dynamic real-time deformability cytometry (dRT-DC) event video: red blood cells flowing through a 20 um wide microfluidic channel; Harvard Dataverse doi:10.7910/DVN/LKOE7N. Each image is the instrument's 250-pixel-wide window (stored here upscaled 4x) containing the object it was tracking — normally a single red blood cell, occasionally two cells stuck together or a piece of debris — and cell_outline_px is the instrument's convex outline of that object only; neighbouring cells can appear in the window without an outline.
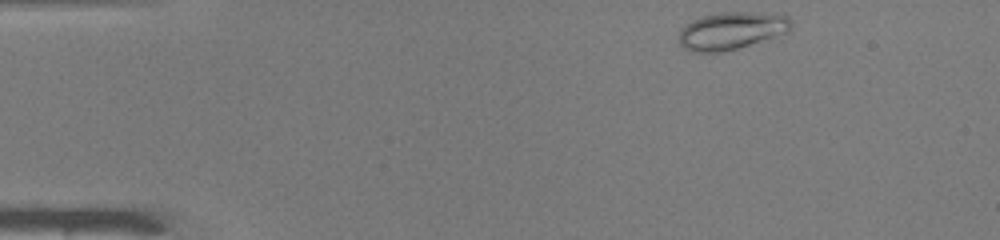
{"species": "common noctule bat (a hibernating species)", "species_latin": "Nyctalus noctula", "temperature_condition": "warm", "stored_images_in_passage": 43, "camera_frame_rate_fps": 3000, "um_per_image_px": 0.085, "animal": {"sex": "male", "body_mass_g": 19.0, "forearm_length_mm": 50.8}, "frame": {"image": 1, "passage_image": 1, "time_ms": 0.0, "image_size_px": [1000, 240], "cell_outline_px": [[792, 28], [788, 32], [736, 48], [720, 52], [688, 52], [680, 44], [680, 28], [692, 20], [700, 16], [720, 12], [748, 12], [788, 16], [792, 20]], "centroid_in_image_um": [62.14, 2.6], "position_along_channel_um": 22.9, "area_um2": 24.33}}
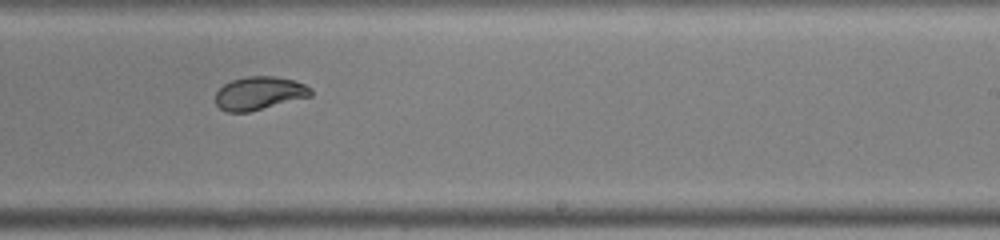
{"frame": {"image": 2, "passage_image": 25, "time_ms": 8.0, "image_size_px": [1000, 240], "cell_outline_px": [[312, 96], [248, 112], [228, 112], [220, 108], [216, 104], [216, 92], [224, 84], [232, 80], [248, 76], [276, 76], [292, 80], [304, 84], [312, 88]], "centroid_in_image_um": [22.05, 7.92], "position_along_channel_um": 267.0, "area_um2": 18.38}}
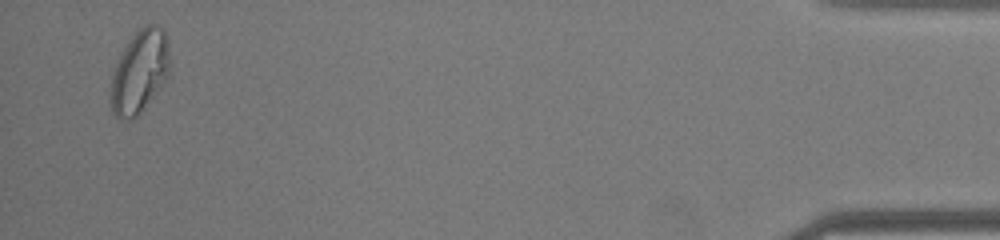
{"frame": {"image": 3, "passage_image": 42, "time_ms": 13.667, "image_size_px": [1000, 240], "cell_outline_px": [[168, 76], [140, 112], [132, 120], [128, 120], [116, 116], [112, 112], [112, 72], [120, 52], [136, 28], [144, 24], [156, 24], [164, 28], [168, 40]], "centroid_in_image_um": [11.86, 5.99], "position_along_channel_um": 423.3, "area_um2": 28.44}, "authors_computed_cell_mechanics": {"area_um2": 20.519, "velocity_mm_per_s": 4.1182, "shape_relaxation_time_tau1_ms": null, "shape_relaxation_time_tau2_ms": 0.7226, "deformation_change_tau1": null, "deformation_change_tau2": 0.0353}}